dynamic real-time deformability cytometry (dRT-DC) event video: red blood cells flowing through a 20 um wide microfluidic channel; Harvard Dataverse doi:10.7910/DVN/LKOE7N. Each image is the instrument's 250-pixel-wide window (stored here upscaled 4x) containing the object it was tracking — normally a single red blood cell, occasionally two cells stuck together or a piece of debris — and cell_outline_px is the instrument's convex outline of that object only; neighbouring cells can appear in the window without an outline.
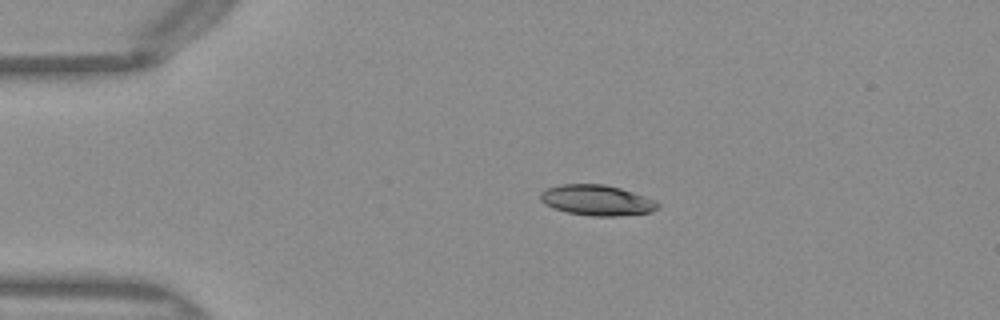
{"species": "Egyptian fruit bat (a non-hibernating species)", "species_latin": "Rousettus aegyptiacus", "temperature_condition": "warm", "stored_images_in_passage": 41, "camera_frame_rate_fps": 3000, "um_per_image_px": 0.085, "frame": {"image": 1, "passage_image": 1, "time_ms": 0.0, "image_size_px": [1000, 320], "cell_outline_px": [[660, 208], [652, 212], [620, 216], [592, 216], [568, 212], [552, 208], [544, 204], [540, 200], [540, 192], [548, 188], [560, 184], [604, 184], [620, 188], [656, 200], [660, 204]], "centroid_in_image_um": [50.75, 17.02], "position_along_channel_um": 34.3, "area_um2": 21.04}}
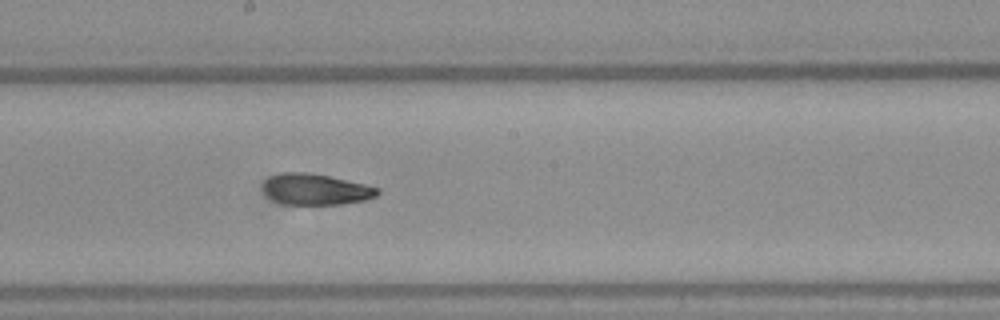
{"frame": {"image": 2, "passage_image": 18, "time_ms": 5.667, "image_size_px": [1000, 320], "cell_outline_px": [[380, 192], [376, 196], [364, 200], [340, 204], [284, 204], [272, 200], [264, 192], [264, 184], [272, 176], [284, 172], [308, 172], [328, 176], [364, 184], [380, 188]], "centroid_in_image_um": [26.85, 16.1], "position_along_channel_um": 221.3, "area_um2": 20.4}}
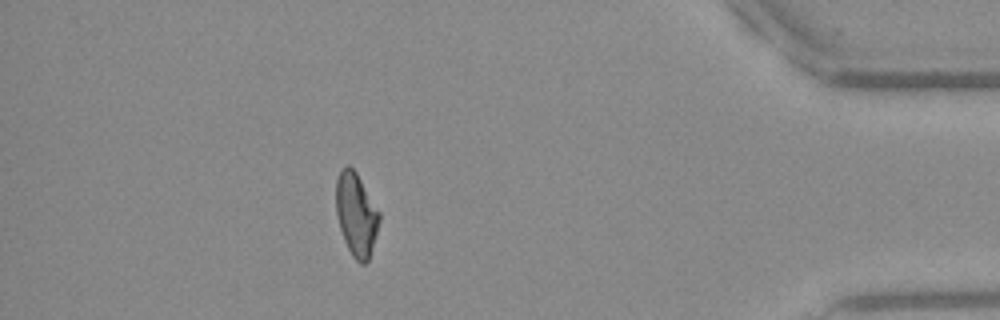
{"frame": {"image": 3, "passage_image": 35, "time_ms": 11.333, "image_size_px": [1000, 320], "cell_outline_px": [[380, 220], [368, 260], [364, 264], [360, 264], [352, 256], [344, 240], [340, 228], [336, 212], [336, 180], [340, 172], [348, 164], [356, 172], [380, 212]], "centroid_in_image_um": [30.27, 18.23], "position_along_channel_um": 404.9, "area_um2": 20.69}, "authors_computed_cell_mechanics": {"area_um2": 21.1548, "velocity_mm_per_s": 4.0516, "shape_relaxation_time_tau1_ms": 5.3793, "shape_relaxation_time_tau2_ms": 1.4782, "deformation_change_tau1": 0.1705, "deformation_change_tau2": 0.0703}}